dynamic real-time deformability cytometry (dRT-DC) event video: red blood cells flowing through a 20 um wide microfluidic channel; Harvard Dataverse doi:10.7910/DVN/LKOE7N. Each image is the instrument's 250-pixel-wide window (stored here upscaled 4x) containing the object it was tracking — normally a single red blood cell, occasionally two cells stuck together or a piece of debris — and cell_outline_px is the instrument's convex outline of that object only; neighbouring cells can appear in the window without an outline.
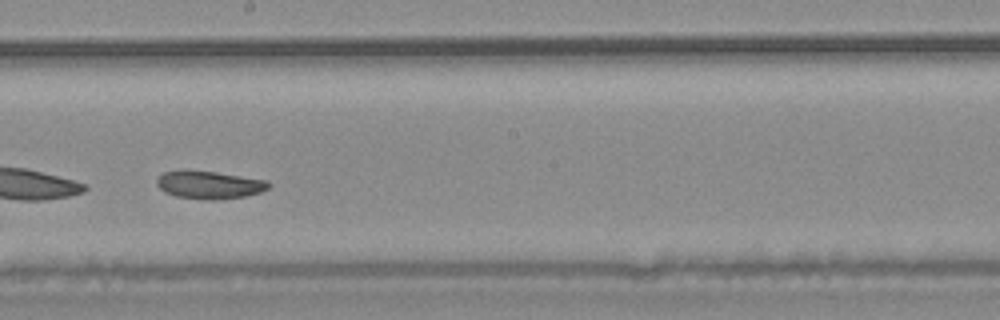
{"species": "common noctule bat (a hibernating species)", "species_latin": "Nyctalus noctula", "temperature_condition": "warm", "stored_images_in_passage": 26, "camera_frame_rate_fps": 3000, "um_per_image_px": 0.085, "animal": {"sex": "male", "body_mass_g": 20.4}, "frame": {"image": 1, "passage_image": 12, "time_ms": 3.667, "image_size_px": [1000, 320], "cell_outline_px": [[272, 184], [268, 188], [260, 192], [244, 196], [220, 200], [208, 200], [176, 196], [164, 192], [156, 184], [156, 180], [164, 172], [216, 172], [264, 180]], "centroid_in_image_um": [17.81, 15.75], "position_along_channel_um": 230.4, "area_um2": 17.57}}